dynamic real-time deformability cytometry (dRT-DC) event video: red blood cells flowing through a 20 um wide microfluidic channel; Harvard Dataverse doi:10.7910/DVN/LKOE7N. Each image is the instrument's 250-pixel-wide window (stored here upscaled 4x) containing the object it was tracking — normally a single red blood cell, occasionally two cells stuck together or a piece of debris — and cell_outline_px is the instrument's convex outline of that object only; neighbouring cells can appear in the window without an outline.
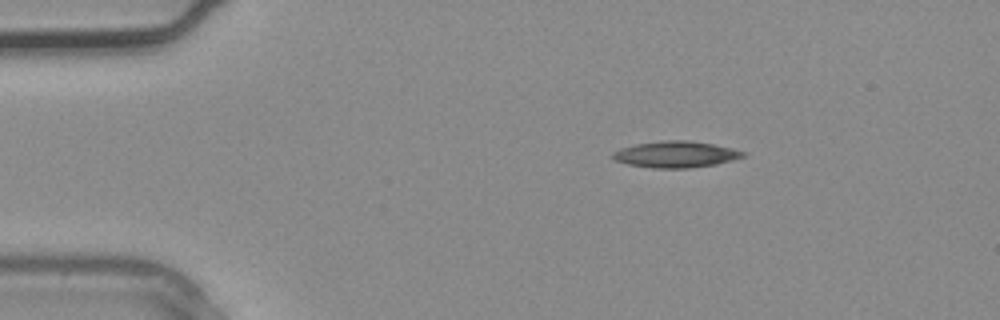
{"species": "common noctule bat (a hibernating species)", "species_latin": "Nyctalus noctula", "temperature_condition": "warm", "stored_images_in_passage": 3, "camera_frame_rate_fps": 3000, "um_per_image_px": 0.085, "animal": {"sex": "male", "body_mass_g": 20.4}, "frame": {"image": 1, "passage_image": 1, "time_ms": 0.0, "image_size_px": [1000, 320], "cell_outline_px": [[748, 152], [744, 156], [732, 160], [716, 164], [688, 168], [652, 168], [628, 164], [616, 160], [612, 156], [612, 152], [620, 148], [636, 144], [664, 140], [688, 140], [712, 144], [732, 148]], "centroid_in_image_um": [57.45, 13.12], "position_along_channel_um": 27.6, "area_um2": 19.94}}